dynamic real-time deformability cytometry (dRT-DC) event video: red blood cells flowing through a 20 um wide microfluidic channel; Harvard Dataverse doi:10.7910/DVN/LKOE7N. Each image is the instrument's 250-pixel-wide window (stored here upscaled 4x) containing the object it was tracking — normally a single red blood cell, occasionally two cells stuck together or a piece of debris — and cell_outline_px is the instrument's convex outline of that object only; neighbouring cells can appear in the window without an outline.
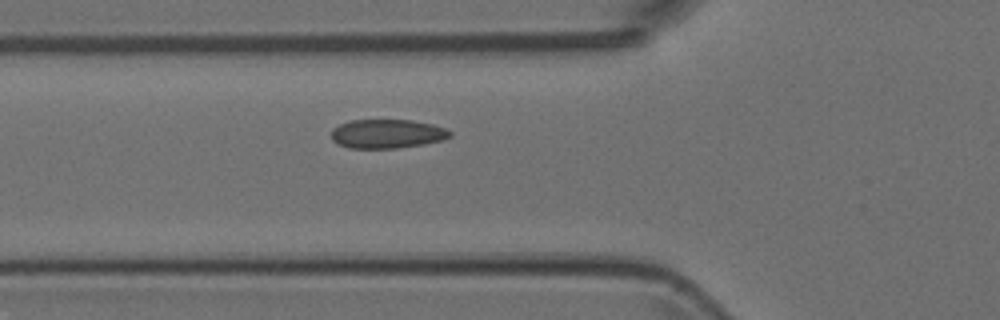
{"species": "Egyptian fruit bat (a non-hibernating species)", "species_latin": "Rousettus aegyptiacus", "temperature_condition": "room temperature", "stored_images_in_passage": 2, "camera_frame_rate_fps": 3000, "um_per_image_px": 0.085, "animal": {"sex": "female"}, "frame": {"image": 1, "passage_image": 2, "time_ms": 0.333, "image_size_px": [1000, 320], "cell_outline_px": [[452, 136], [440, 140], [424, 144], [396, 148], [348, 148], [336, 144], [332, 140], [332, 128], [340, 124], [352, 120], [412, 120], [432, 124], [448, 128], [452, 132]], "centroid_in_image_um": [32.91, 11.37], "position_along_channel_um": 92.9, "area_um2": 20.17}}